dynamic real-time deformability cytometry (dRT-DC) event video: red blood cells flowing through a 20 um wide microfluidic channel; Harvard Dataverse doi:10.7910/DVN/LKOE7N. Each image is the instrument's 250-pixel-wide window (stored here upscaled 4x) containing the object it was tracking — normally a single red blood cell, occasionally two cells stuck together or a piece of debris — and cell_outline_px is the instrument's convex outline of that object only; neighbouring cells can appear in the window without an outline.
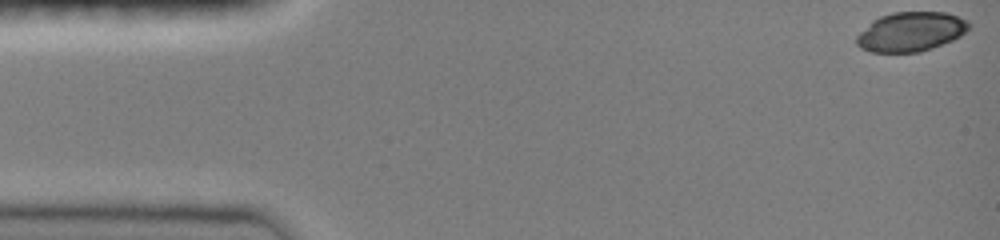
{"species": "common noctule bat (a hibernating species)", "species_latin": "Nyctalus noctula", "temperature_condition": "room temperature", "stored_images_in_passage": 43, "camera_frame_rate_fps": 3000, "um_per_image_px": 0.085, "animal": {"sex": "female", "body_mass_g": 19.0, "forearm_length_mm": 51.5}, "frame": {"image": 1, "passage_image": 1, "time_ms": 0.0, "image_size_px": [1000, 240], "cell_outline_px": [[972, 24], [960, 36], [952, 40], [932, 48], [920, 52], [872, 52], [860, 48], [856, 44], [856, 36], [872, 20], [880, 16], [892, 12], [944, 12], [968, 20]], "centroid_in_image_um": [77.4, 2.69], "position_along_channel_um": 7.6, "area_um2": 25.78}}
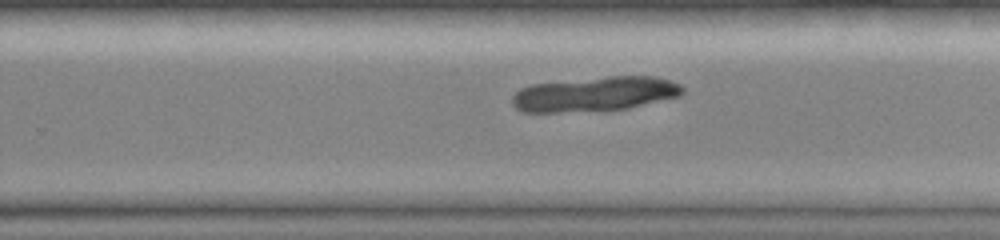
{"frame": {"image": 2, "passage_image": 30, "time_ms": 9.667, "image_size_px": [1000, 240], "cell_outline_px": [[684, 92], [680, 96], [628, 108], [556, 112], [524, 112], [516, 108], [512, 104], [512, 96], [520, 88], [532, 84], [608, 76], [656, 76], [680, 84], [684, 88]], "centroid_in_image_um": [50.57, 7.98], "position_along_channel_um": 279.2, "area_um2": 34.16}}
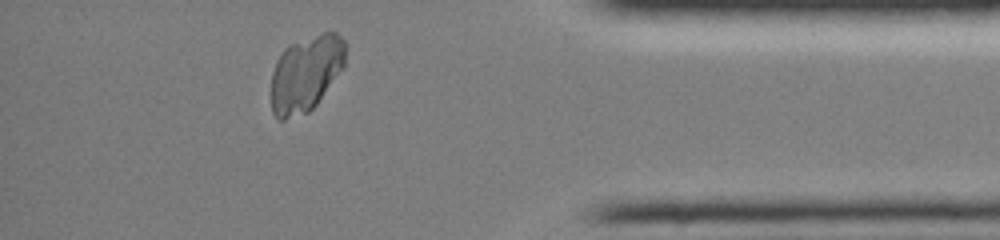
{"frame": {"image": 3, "passage_image": 41, "time_ms": 13.333, "image_size_px": [1000, 240], "cell_outline_px": [[348, 48], [344, 68], [316, 104], [308, 112], [284, 120], [276, 120], [272, 112], [272, 72], [276, 60], [284, 48], [288, 44], [324, 32], [336, 32], [344, 40]], "centroid_in_image_um": [26.02, 6.23], "position_along_channel_um": 409.2, "area_um2": 33.35}}